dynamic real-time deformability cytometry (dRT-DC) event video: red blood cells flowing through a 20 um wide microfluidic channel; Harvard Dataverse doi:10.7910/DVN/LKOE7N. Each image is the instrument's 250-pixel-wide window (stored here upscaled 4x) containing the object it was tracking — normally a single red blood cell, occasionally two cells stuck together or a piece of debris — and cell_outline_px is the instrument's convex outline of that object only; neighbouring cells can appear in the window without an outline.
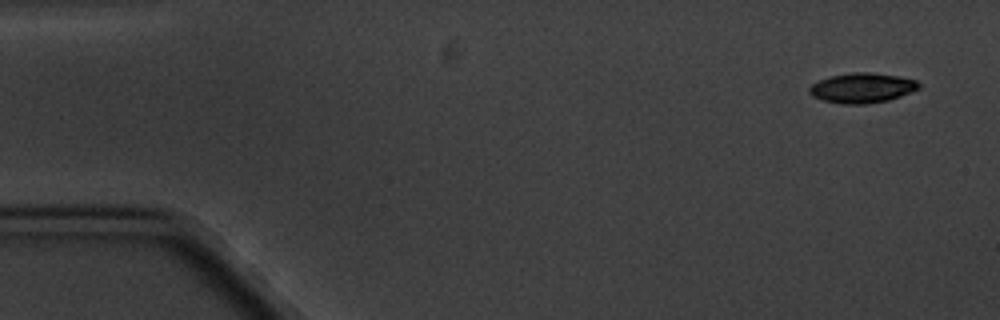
{"species": "common noctule bat (a hibernating species)", "species_latin": "Nyctalus noctula", "temperature_condition": "cold", "stored_images_in_passage": 5, "camera_frame_rate_fps": 3000, "um_per_image_px": 0.085, "animal": {"sex": "male", "body_mass_g": 20.1, "forearm_length_mm": 53.5}, "frame": {"image": 1, "passage_image": 1, "time_ms": 0.0, "image_size_px": [1000, 320], "cell_outline_px": [[920, 88], [900, 96], [888, 100], [864, 104], [840, 104], [824, 100], [812, 96], [808, 92], [808, 88], [812, 84], [820, 80], [832, 76], [852, 72], [868, 72], [900, 76], [916, 80], [920, 84]], "centroid_in_image_um": [73.28, 7.47], "position_along_channel_um": 11.7, "area_um2": 19.02}}
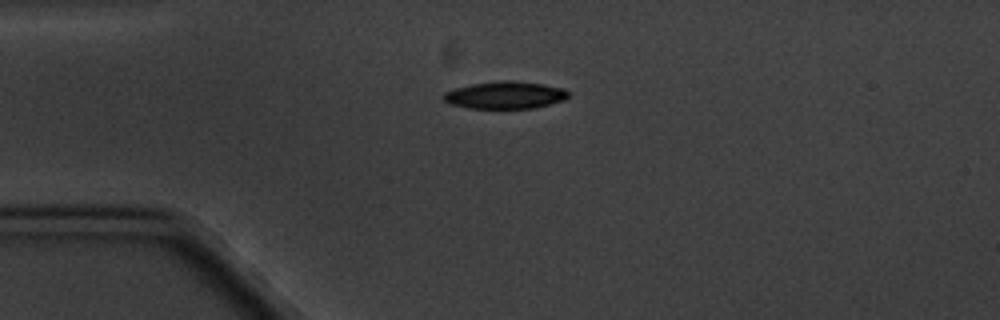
{"frame": {"image": 2, "passage_image": 4, "time_ms": 3.667, "image_size_px": [1000, 320], "cell_outline_px": [[568, 96], [564, 100], [532, 108], [468, 108], [452, 104], [444, 100], [444, 92], [456, 88], [472, 84], [500, 80], [516, 80], [544, 84], [564, 88], [568, 92]], "centroid_in_image_um": [42.96, 8.07], "position_along_channel_um": 42.0, "area_um2": 19.77}}